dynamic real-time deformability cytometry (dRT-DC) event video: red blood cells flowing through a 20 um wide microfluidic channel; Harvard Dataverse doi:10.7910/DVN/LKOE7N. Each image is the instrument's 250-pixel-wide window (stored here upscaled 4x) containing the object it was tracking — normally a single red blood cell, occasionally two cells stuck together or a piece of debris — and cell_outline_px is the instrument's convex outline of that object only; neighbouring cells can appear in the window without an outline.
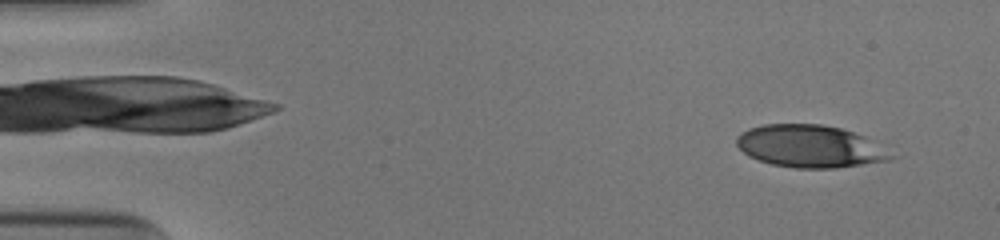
{"species": "human", "species_latin": "Homo sapiens", "temperature_condition": "cold", "stored_images_in_passage": 50, "camera_frame_rate_fps": 3000, "um_per_image_px": 0.085, "donor": {"sex": "male"}, "frame": {"image": 1, "passage_image": 3, "time_ms": 0.667, "image_size_px": [1000, 240], "cell_outline_px": [[896, 156], [888, 160], [832, 168], [796, 168], [772, 164], [748, 156], [736, 144], [736, 136], [748, 128], [764, 124], [820, 124], [840, 128], [864, 136]], "centroid_in_image_um": [68.8, 12.43], "position_along_channel_um": 16.2, "area_um2": 37.69}}
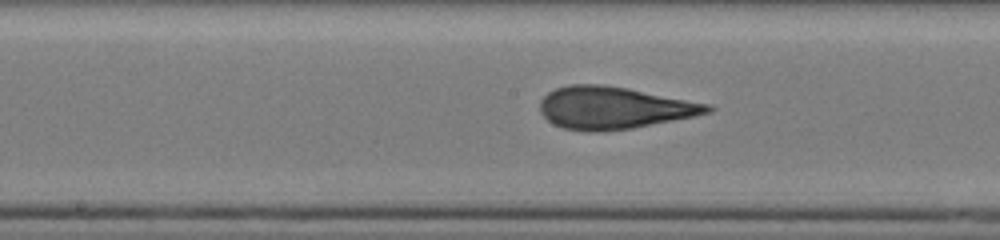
{"frame": {"image": 2, "passage_image": 26, "time_ms": 8.333, "image_size_px": [1000, 240], "cell_outline_px": [[716, 108], [712, 112], [632, 128], [604, 132], [584, 132], [564, 128], [552, 124], [540, 112], [540, 100], [548, 92], [556, 88], [568, 84], [600, 84], [628, 88], [708, 104]], "centroid_in_image_um": [52.12, 9.17], "position_along_channel_um": 196.1, "area_um2": 41.21}}
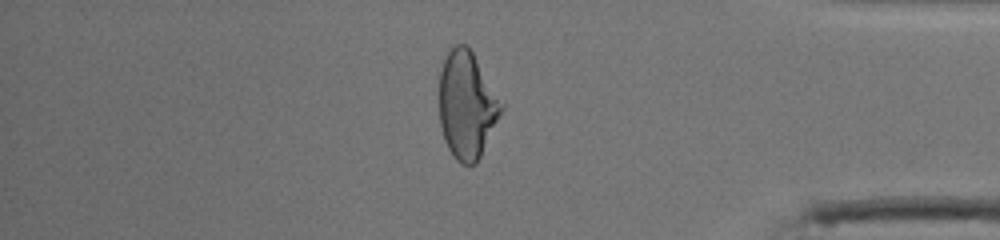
{"frame": {"image": 3, "passage_image": 43, "time_ms": 14.0, "image_size_px": [1000, 240], "cell_outline_px": [[504, 108], [476, 164], [460, 164], [456, 160], [448, 148], [444, 140], [440, 124], [440, 72], [448, 48], [452, 44], [468, 44], [504, 104]], "centroid_in_image_um": [39.68, 8.89], "position_along_channel_um": 395.5, "area_um2": 38.9}, "authors_computed_cell_mechanics": {"area_um2": 39.8531, "velocity_mm_per_s": 3.9644, "shape_relaxation_time_tau1_ms": 6.693, "shape_relaxation_time_tau2_ms": 1.2514, "deformation_change_tau1": 0.2253, "deformation_change_tau2": 0.1089}}